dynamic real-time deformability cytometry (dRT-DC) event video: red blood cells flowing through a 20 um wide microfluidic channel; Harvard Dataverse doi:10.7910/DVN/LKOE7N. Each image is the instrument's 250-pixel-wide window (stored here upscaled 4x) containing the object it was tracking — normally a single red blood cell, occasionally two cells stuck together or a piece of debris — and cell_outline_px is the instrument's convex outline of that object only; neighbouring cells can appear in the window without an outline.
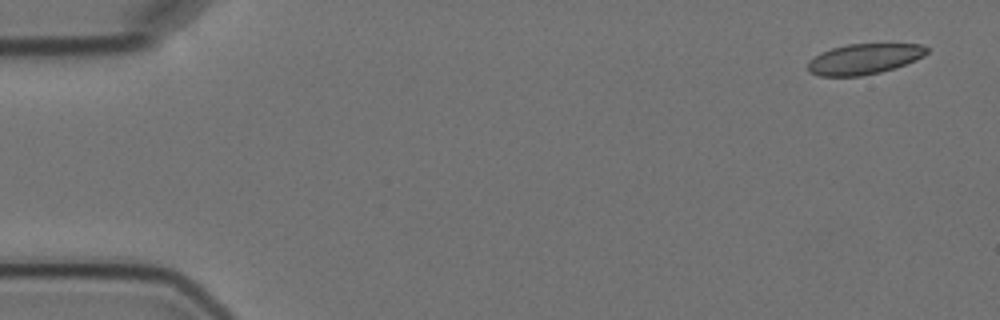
{"species": "Egyptian fruit bat (a non-hibernating species)", "species_latin": "Rousettus aegyptiacus", "temperature_condition": "cold", "stored_images_in_passage": 3, "camera_frame_rate_fps": 3000, "um_per_image_px": 0.085, "animal": {"sex": "female"}, "frame": {"image": 1, "passage_image": 1, "time_ms": 0.0, "image_size_px": [1000, 320], "cell_outline_px": [[928, 52], [924, 56], [916, 60], [880, 72], [860, 76], [820, 76], [808, 72], [808, 60], [820, 52], [832, 48], [848, 44], [924, 44], [928, 48]], "centroid_in_image_um": [73.43, 5.01], "position_along_channel_um": 11.6, "area_um2": 21.15}}